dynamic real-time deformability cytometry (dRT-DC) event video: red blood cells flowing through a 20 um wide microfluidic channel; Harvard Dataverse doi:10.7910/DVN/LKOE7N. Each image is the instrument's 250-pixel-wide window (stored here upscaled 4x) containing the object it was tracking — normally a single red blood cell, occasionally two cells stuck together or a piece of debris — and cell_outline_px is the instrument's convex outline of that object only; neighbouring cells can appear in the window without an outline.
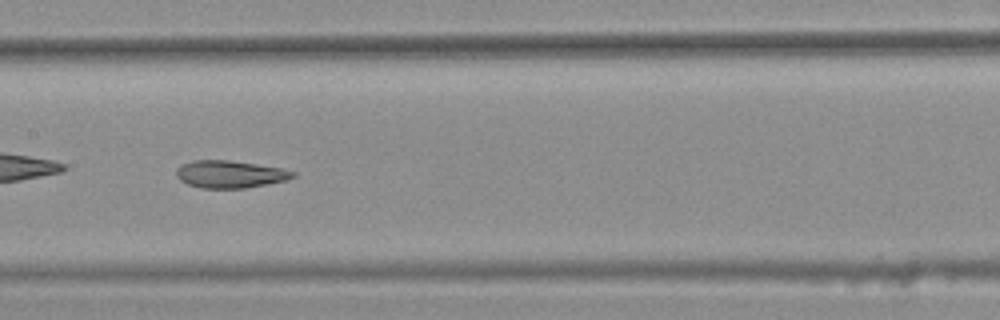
{"species": "common noctule bat (a hibernating species)", "species_latin": "Nyctalus noctula", "temperature_condition": "warm", "stored_images_in_passage": 48, "camera_frame_rate_fps": 3000, "um_per_image_px": 0.085, "animal": {"sex": "female", "body_mass_g": 25.1}, "frame": {"image": 1, "passage_image": 28, "time_ms": 9.0, "image_size_px": [1000, 320], "cell_outline_px": [[296, 176], [284, 180], [268, 184], [244, 188], [200, 188], [188, 184], [180, 180], [176, 176], [176, 168], [180, 164], [192, 160], [228, 160], [256, 164], [280, 168], [296, 172]], "centroid_in_image_um": [19.5, 14.8], "position_along_channel_um": 187.9, "area_um2": 18.61}}
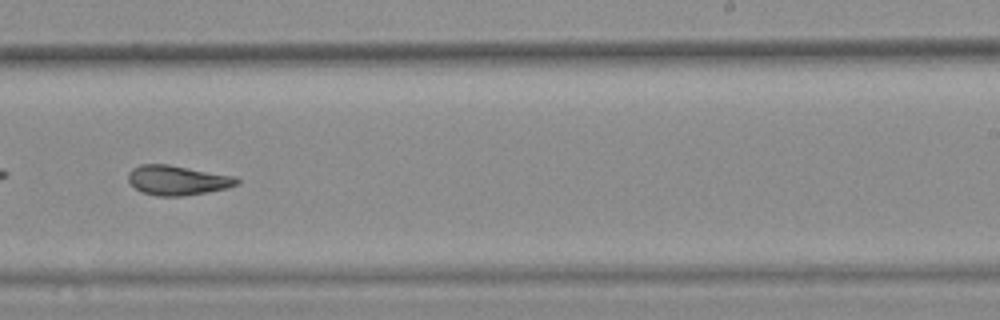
{"frame": {"image": 2, "passage_image": 35, "time_ms": 11.333, "image_size_px": [1000, 320], "cell_outline_px": [[240, 184], [228, 188], [208, 192], [180, 196], [156, 196], [144, 192], [136, 188], [128, 180], [128, 172], [132, 168], [140, 164], [168, 164], [232, 176], [240, 180]], "centroid_in_image_um": [15.08, 15.32], "position_along_channel_um": 273.9, "area_um2": 18.67}}
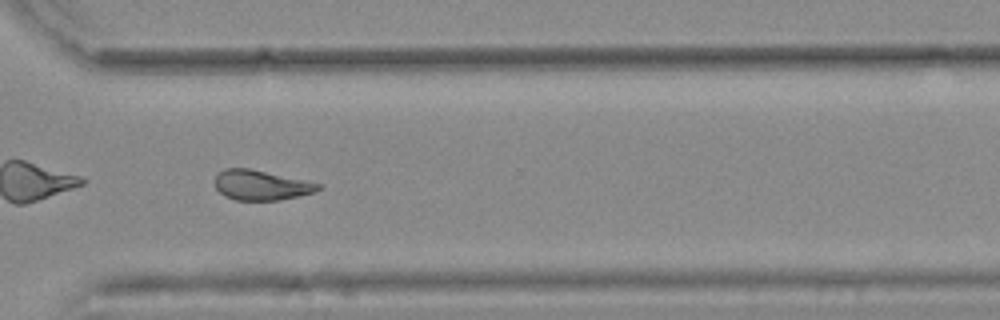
{"frame": {"image": 3, "passage_image": 41, "time_ms": 13.333, "image_size_px": [1000, 320], "cell_outline_px": [[324, 184], [316, 192], [300, 196], [280, 200], [236, 200], [224, 196], [216, 188], [212, 180], [216, 172], [224, 168], [248, 168]], "centroid_in_image_um": [22.16, 15.73], "position_along_channel_um": 348.4, "area_um2": 18.38}, "authors_computed_cell_mechanics": {"area_um2": 19.5942, "velocity_mm_per_s": 3.7028, "shape_relaxation_time_tau1_ms": null, "shape_relaxation_time_tau2_ms": 3.7588, "deformation_change_tau1": null, "deformation_change_tau2": 0.1193}}